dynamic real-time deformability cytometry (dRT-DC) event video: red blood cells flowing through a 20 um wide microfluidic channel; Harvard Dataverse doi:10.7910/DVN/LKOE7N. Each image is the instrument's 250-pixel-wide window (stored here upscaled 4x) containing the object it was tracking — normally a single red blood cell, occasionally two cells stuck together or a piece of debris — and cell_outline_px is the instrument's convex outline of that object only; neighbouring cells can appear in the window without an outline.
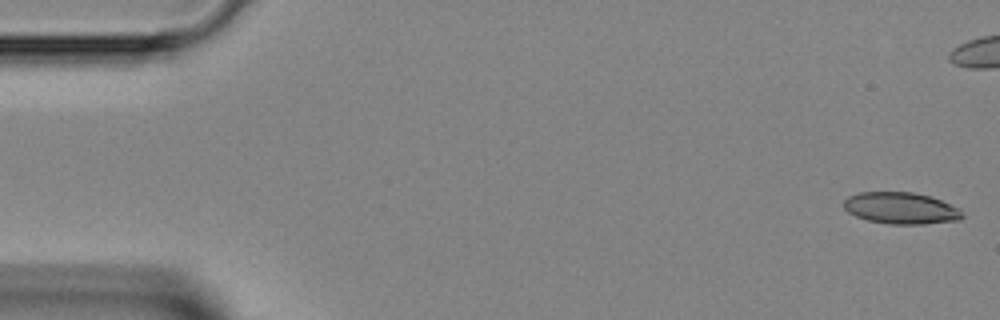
{"species": "Egyptian fruit bat (a non-hibernating species)", "species_latin": "Rousettus aegyptiacus", "temperature_condition": "room temperature", "stored_images_in_passage": 45, "camera_frame_rate_fps": 3000, "um_per_image_px": 0.085, "animal": {"sex": "female"}, "frame": {"image": 1, "passage_image": 1, "time_ms": 0.0, "image_size_px": [1000, 320], "cell_outline_px": [[964, 216], [960, 220], [924, 224], [888, 224], [868, 220], [856, 216], [848, 212], [844, 208], [844, 200], [848, 196], [860, 192], [912, 192], [928, 196], [940, 200], [960, 208]], "centroid_in_image_um": [76.59, 17.7], "position_along_channel_um": 8.4, "area_um2": 21.85}}
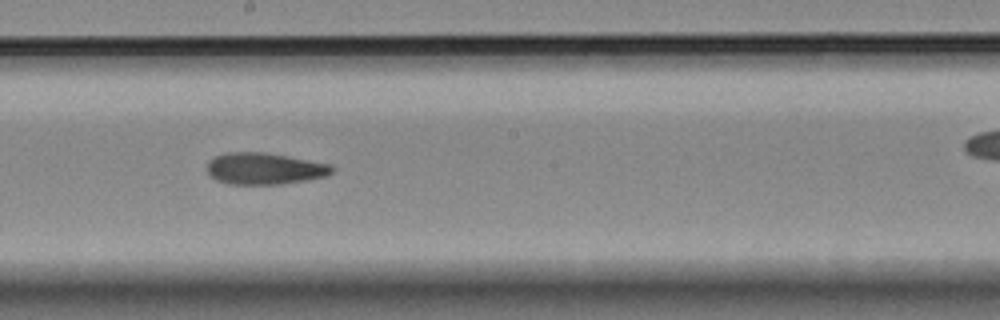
{"frame": {"image": 2, "passage_image": 24, "time_ms": 7.667, "image_size_px": [1000, 320], "cell_outline_px": [[336, 168], [328, 176], [308, 180], [280, 184], [228, 184], [216, 180], [208, 172], [208, 160], [216, 156], [228, 152], [264, 152], [288, 156], [332, 164]], "centroid_in_image_um": [22.53, 14.33], "position_along_channel_um": 225.7, "area_um2": 23.18}}
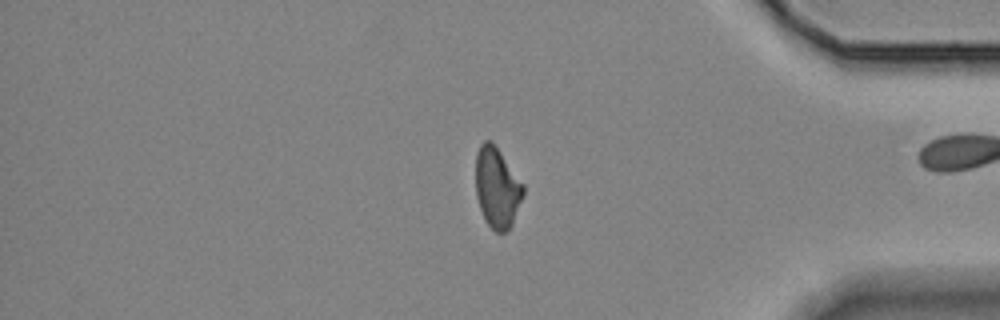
{"frame": {"image": 3, "passage_image": 37, "time_ms": 12.0, "image_size_px": [1000, 320], "cell_outline_px": [[524, 196], [512, 224], [504, 232], [496, 232], [484, 220], [476, 196], [476, 152], [480, 144], [484, 140], [492, 140], [524, 184]], "centroid_in_image_um": [42.25, 15.92], "position_along_channel_um": 392.9, "area_um2": 22.48}}